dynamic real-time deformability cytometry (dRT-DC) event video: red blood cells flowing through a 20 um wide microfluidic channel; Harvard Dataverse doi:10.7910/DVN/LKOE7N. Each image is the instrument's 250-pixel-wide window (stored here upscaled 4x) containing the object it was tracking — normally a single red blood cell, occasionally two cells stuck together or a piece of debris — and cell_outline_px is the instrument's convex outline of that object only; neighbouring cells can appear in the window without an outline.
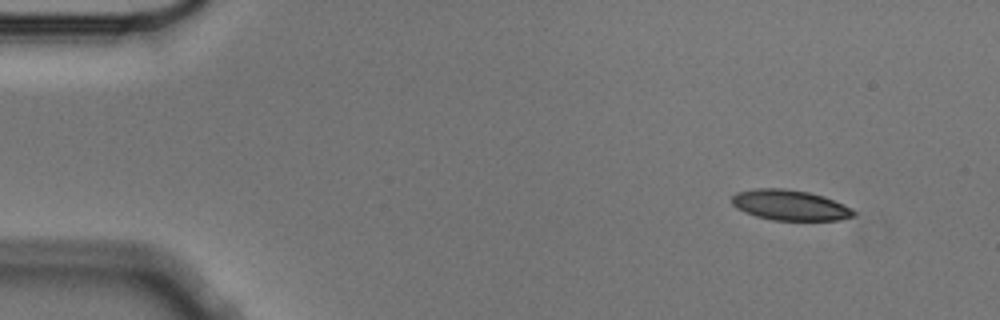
{"species": "Egyptian fruit bat (a non-hibernating species)", "species_latin": "Rousettus aegyptiacus", "temperature_condition": "cold", "stored_images_in_passage": 4, "camera_frame_rate_fps": 3000, "um_per_image_px": 0.085, "animal": {"sex": "male"}, "frame": {"image": 1, "passage_image": 1, "time_ms": 0.0, "image_size_px": [1000, 320], "cell_outline_px": [[856, 216], [840, 220], [772, 220], [756, 216], [744, 212], [736, 208], [732, 204], [732, 196], [736, 192], [756, 188], [784, 188], [808, 192], [824, 196], [844, 204], [852, 208], [856, 212]], "centroid_in_image_um": [67.16, 17.44], "position_along_channel_um": 17.8, "area_um2": 21.79}}
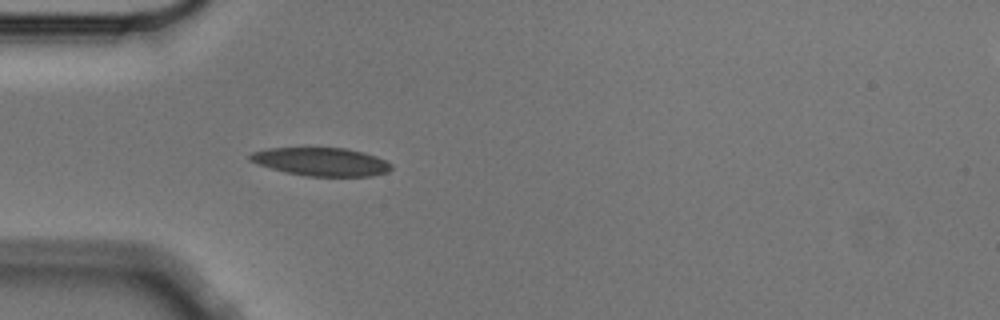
{"frame": {"image": 2, "passage_image": 4, "time_ms": 1.0, "image_size_px": [1000, 320], "cell_outline_px": [[392, 168], [388, 172], [372, 176], [308, 176], [284, 172], [248, 160], [248, 156], [252, 152], [268, 148], [344, 148], [364, 152], [376, 156], [392, 164]], "centroid_in_image_um": [27.32, 13.75], "position_along_channel_um": 57.7, "area_um2": 23.18}}